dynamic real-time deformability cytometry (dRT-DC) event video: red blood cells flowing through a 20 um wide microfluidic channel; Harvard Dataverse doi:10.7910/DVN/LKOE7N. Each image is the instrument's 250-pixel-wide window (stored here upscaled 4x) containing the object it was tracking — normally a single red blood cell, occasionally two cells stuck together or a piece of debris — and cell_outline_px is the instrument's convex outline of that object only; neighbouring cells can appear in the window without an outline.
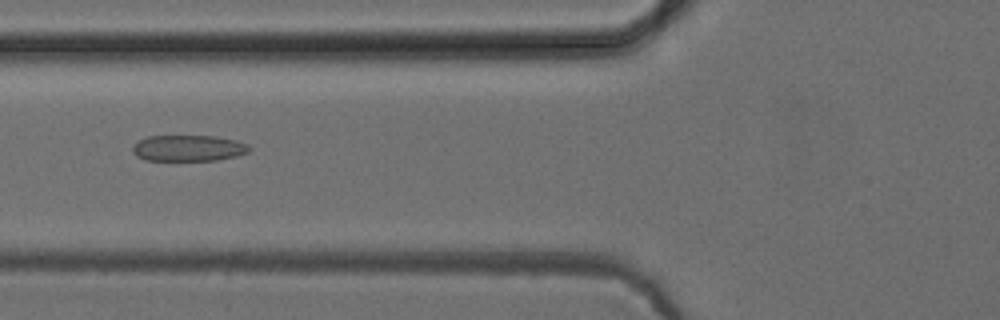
{"species": "common noctule bat (a hibernating species)", "species_latin": "Nyctalus noctula", "temperature_condition": "cold", "stored_images_in_passage": 38, "camera_frame_rate_fps": 3000, "um_per_image_px": 0.085, "animal": {"sex": "female", "body_mass_g": 24.6, "forearm_length_mm": 56.2}, "frame": {"image": 1, "passage_image": 6, "time_ms": 1.667, "image_size_px": [1000, 320], "cell_outline_px": [[252, 148], [248, 152], [236, 156], [216, 160], [144, 160], [136, 156], [132, 152], [132, 148], [140, 140], [148, 136], [216, 136], [236, 140], [248, 144]], "centroid_in_image_um": [16.03, 12.59], "position_along_channel_um": 109.8, "area_um2": 17.74}}
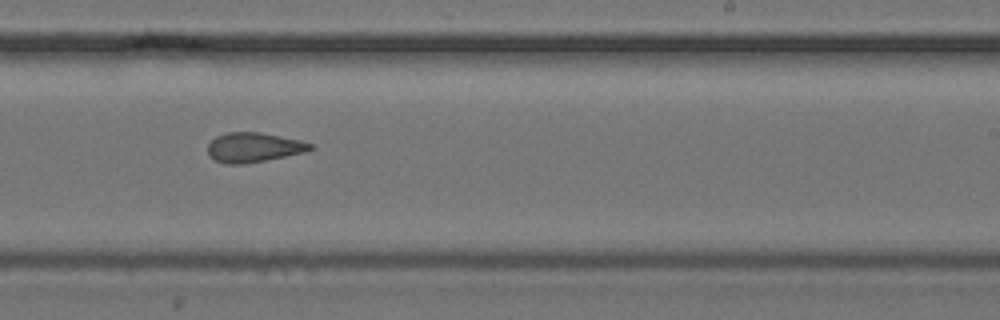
{"frame": {"image": 2, "passage_image": 18, "time_ms": 5.667, "image_size_px": [1000, 320], "cell_outline_px": [[316, 148], [304, 152], [244, 164], [224, 164], [216, 160], [208, 152], [208, 144], [216, 136], [228, 132], [260, 132], [300, 140], [312, 144]], "centroid_in_image_um": [21.57, 12.52], "position_along_channel_um": 267.4, "area_um2": 17.51}}
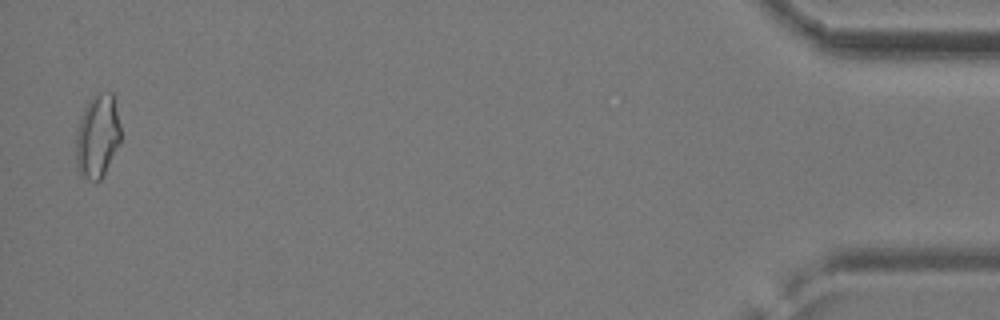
{"frame": {"image": 3, "passage_image": 37, "time_ms": 12.0, "image_size_px": [1000, 320], "cell_outline_px": [[120, 140], [100, 180], [88, 180], [80, 176], [76, 164], [76, 132], [84, 108], [92, 96], [100, 92], [112, 92], [120, 124]], "centroid_in_image_um": [8.26, 11.56], "position_along_channel_um": 426.9, "area_um2": 21.44}, "authors_computed_cell_mechanics": {"area_um2": 17.918, "velocity_mm_per_s": 3.9396, "shape_relaxation_time_tau1_ms": 6.9122, "shape_relaxation_time_tau2_ms": 2.509, "deformation_change_tau1": 0.1593, "deformation_change_tau2": 0.1215}}